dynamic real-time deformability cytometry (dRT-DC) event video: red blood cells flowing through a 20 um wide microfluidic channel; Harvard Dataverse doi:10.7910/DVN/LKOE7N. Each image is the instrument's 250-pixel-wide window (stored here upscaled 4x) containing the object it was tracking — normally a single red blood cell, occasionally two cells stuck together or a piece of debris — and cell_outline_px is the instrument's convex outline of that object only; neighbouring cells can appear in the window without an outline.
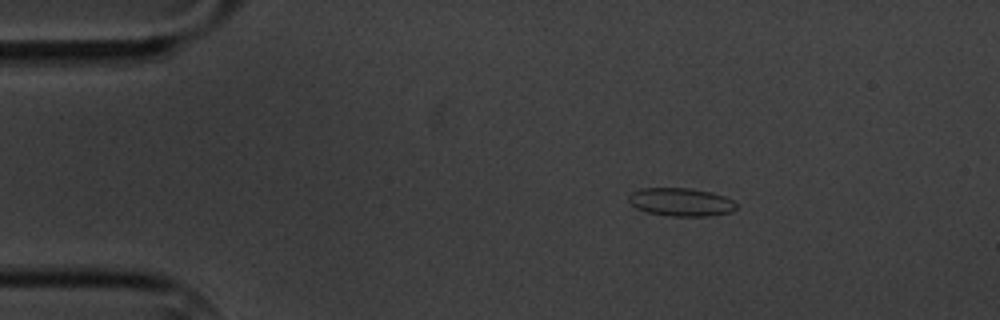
{"species": "common noctule bat (a hibernating species)", "species_latin": "Nyctalus noctula", "temperature_condition": "cold", "stored_images_in_passage": 4, "camera_frame_rate_fps": 3000, "um_per_image_px": 0.085, "animal": {"sex": "male", "body_mass_g": 20.1, "forearm_length_mm": 53.5}, "frame": {"image": 1, "passage_image": 2, "time_ms": 2.0, "image_size_px": [1000, 320], "cell_outline_px": [[736, 208], [732, 212], [708, 216], [668, 216], [648, 212], [636, 208], [628, 200], [628, 196], [632, 192], [640, 188], [692, 188], [712, 192], [724, 196], [732, 200], [736, 204]], "centroid_in_image_um": [57.88, 17.17], "position_along_channel_um": 27.1, "area_um2": 17.74}}